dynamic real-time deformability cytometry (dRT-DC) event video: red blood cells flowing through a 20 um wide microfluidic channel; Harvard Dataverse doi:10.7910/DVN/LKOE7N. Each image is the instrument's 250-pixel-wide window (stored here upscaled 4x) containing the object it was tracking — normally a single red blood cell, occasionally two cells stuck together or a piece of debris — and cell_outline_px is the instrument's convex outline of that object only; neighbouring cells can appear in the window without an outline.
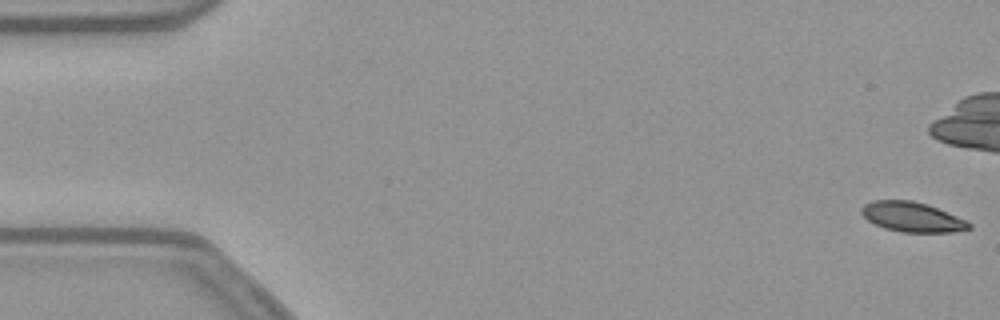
{"species": "common noctule bat (a hibernating species)", "species_latin": "Nyctalus noctula", "temperature_condition": "warm", "stored_images_in_passage": 55, "camera_frame_rate_fps": 3000, "um_per_image_px": 0.085, "animal": {"sex": "female", "body_mass_g": 21.9}, "frame": {"image": 1, "passage_image": 1, "time_ms": 0.0, "image_size_px": [1000, 320], "cell_outline_px": [[972, 228], [952, 232], [900, 232], [884, 228], [868, 220], [860, 212], [860, 208], [864, 204], [872, 200], [912, 200], [928, 204], [956, 216], [972, 224]], "centroid_in_image_um": [77.5, 18.43], "position_along_channel_um": 7.5, "area_um2": 18.67}}
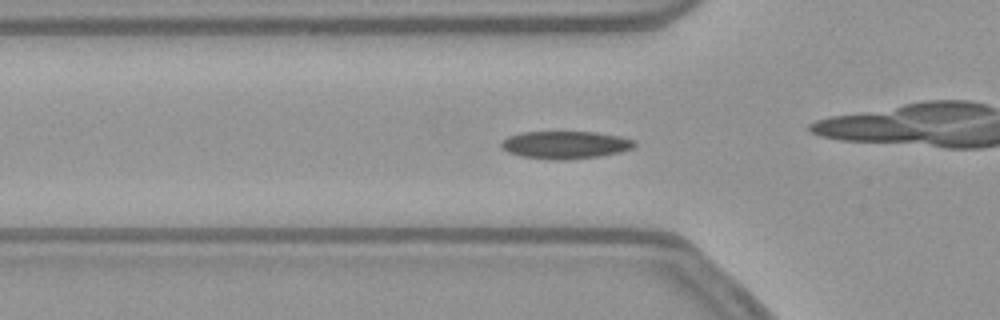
{"frame": {"image": 2, "passage_image": 18, "time_ms": 5.667, "image_size_px": [1000, 320], "cell_outline_px": [[636, 144], [632, 148], [620, 152], [600, 156], [564, 160], [548, 160], [520, 156], [508, 152], [500, 148], [500, 144], [508, 136], [524, 132], [596, 132], [620, 136], [636, 140]], "centroid_in_image_um": [48.05, 12.32], "position_along_channel_um": 77.8, "area_um2": 21.62}}
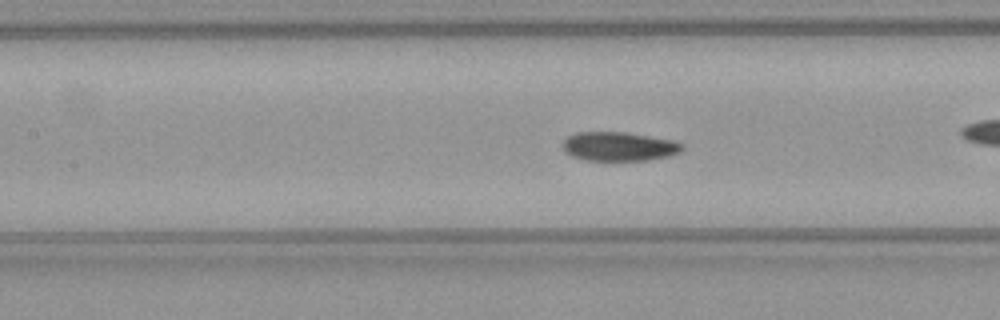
{"frame": {"image": 3, "passage_image": 24, "time_ms": 7.667, "image_size_px": [1000, 320], "cell_outline_px": [[684, 148], [680, 152], [672, 156], [648, 160], [584, 160], [572, 156], [564, 152], [564, 140], [568, 136], [576, 132], [628, 132], [676, 140], [684, 144]], "centroid_in_image_um": [52.68, 12.44], "position_along_channel_um": 154.7, "area_um2": 20.52}, "authors_computed_cell_mechanics": {"area_um2": 20.2878, "velocity_mm_per_s": 3.7861, "shape_relaxation_time_tau1_ms": 4.4675, "shape_relaxation_time_tau2_ms": 3.3959, "deformation_change_tau1": 0.1375, "deformation_change_tau2": 0.0627}}